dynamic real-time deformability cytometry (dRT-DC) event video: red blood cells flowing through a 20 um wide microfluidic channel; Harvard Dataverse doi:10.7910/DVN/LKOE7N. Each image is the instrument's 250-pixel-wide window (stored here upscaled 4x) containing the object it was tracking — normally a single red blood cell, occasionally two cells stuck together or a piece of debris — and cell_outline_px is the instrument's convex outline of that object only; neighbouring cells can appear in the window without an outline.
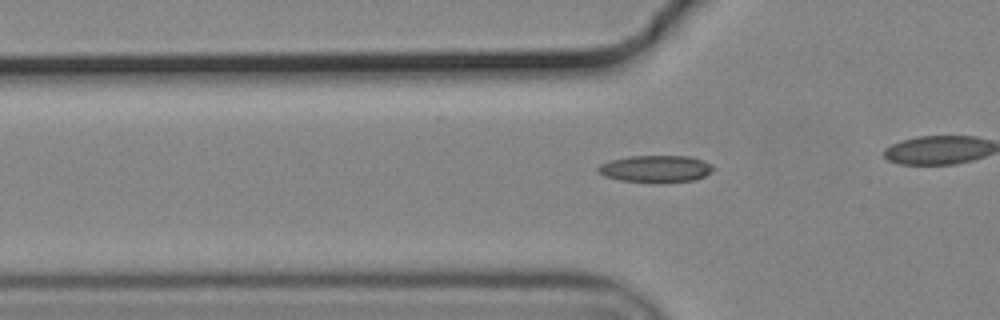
{"species": "common noctule bat (a hibernating species)", "species_latin": "Nyctalus noctula", "temperature_condition": "cold", "stored_images_in_passage": 34, "camera_frame_rate_fps": 3000, "um_per_image_px": 0.085, "animal": {"sex": "male", "body_mass_g": 19.2, "forearm_length_mm": 51.8}, "frame": {"image": 1, "passage_image": 9, "time_ms": 2.667, "image_size_px": [1000, 320], "cell_outline_px": [[716, 168], [704, 176], [696, 180], [620, 180], [604, 176], [596, 172], [596, 168], [600, 164], [608, 160], [628, 156], [692, 156], [704, 160], [712, 164]], "centroid_in_image_um": [55.72, 14.29], "position_along_channel_um": 70.1, "area_um2": 17.69}}
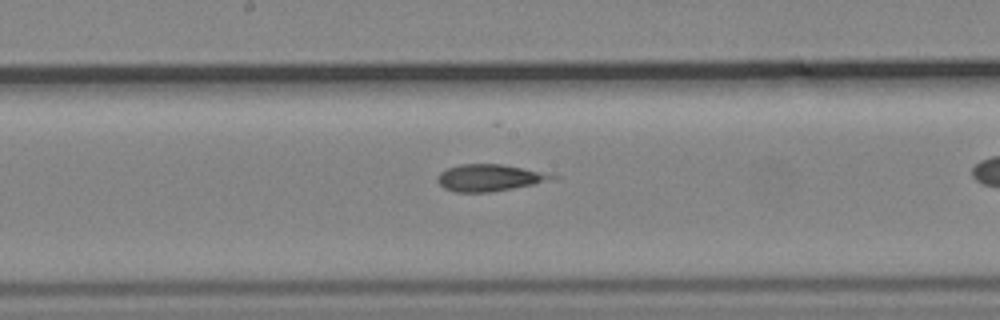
{"frame": {"image": 2, "passage_image": 20, "time_ms": 6.333, "image_size_px": [1000, 320], "cell_outline_px": [[560, 176], [532, 184], [492, 192], [456, 192], [444, 188], [436, 180], [436, 176], [440, 172], [448, 168], [460, 164], [500, 164]], "centroid_in_image_um": [41.49, 15.11], "position_along_channel_um": 206.7, "area_um2": 17.46}}
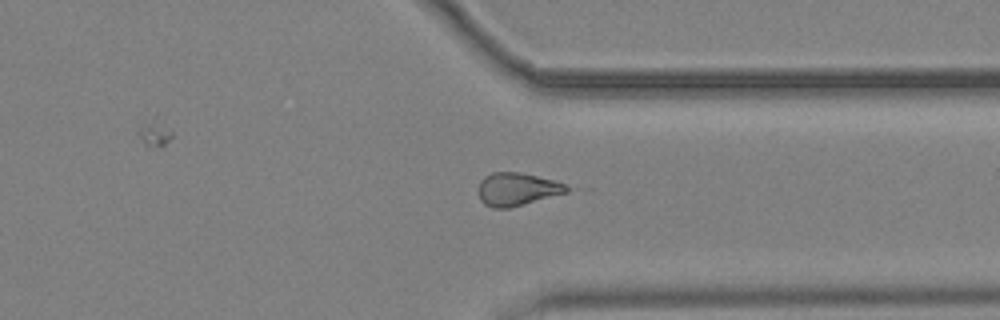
{"frame": {"image": 3, "passage_image": 33, "time_ms": 10.667, "image_size_px": [1000, 320], "cell_outline_px": [[568, 192], [508, 208], [492, 208], [484, 204], [480, 200], [480, 180], [484, 176], [492, 172], [520, 172], [552, 180], [564, 184], [568, 188]], "centroid_in_image_um": [43.91, 16.08], "position_along_channel_um": 367.5, "area_um2": 16.65}}